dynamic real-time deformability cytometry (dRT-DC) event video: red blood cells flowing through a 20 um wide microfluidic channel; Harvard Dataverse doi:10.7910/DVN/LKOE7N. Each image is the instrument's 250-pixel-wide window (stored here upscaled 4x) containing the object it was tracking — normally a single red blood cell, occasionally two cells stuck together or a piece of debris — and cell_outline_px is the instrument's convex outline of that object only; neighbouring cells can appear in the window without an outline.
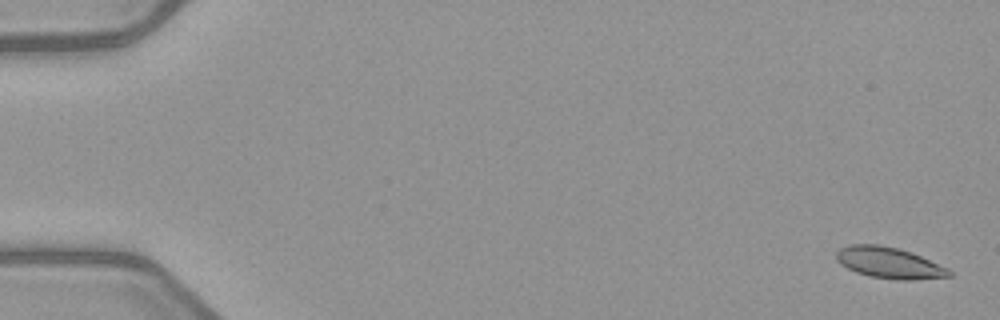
{"species": "common noctule bat (a hibernating species)", "species_latin": "Nyctalus noctula", "temperature_condition": "warm", "stored_images_in_passage": 5, "camera_frame_rate_fps": 3000, "um_per_image_px": 0.085, "animal": {"sex": "female", "body_mass_g": 21.9}, "frame": {"image": 1, "passage_image": 1, "time_ms": 0.0, "image_size_px": [1000, 320], "cell_outline_px": [[952, 276], [916, 280], [896, 280], [868, 276], [856, 272], [840, 264], [836, 260], [836, 252], [840, 248], [852, 244], [880, 244], [912, 252], [948, 268], [952, 272]], "centroid_in_image_um": [75.58, 22.34], "position_along_channel_um": 9.4, "area_um2": 20.63}}
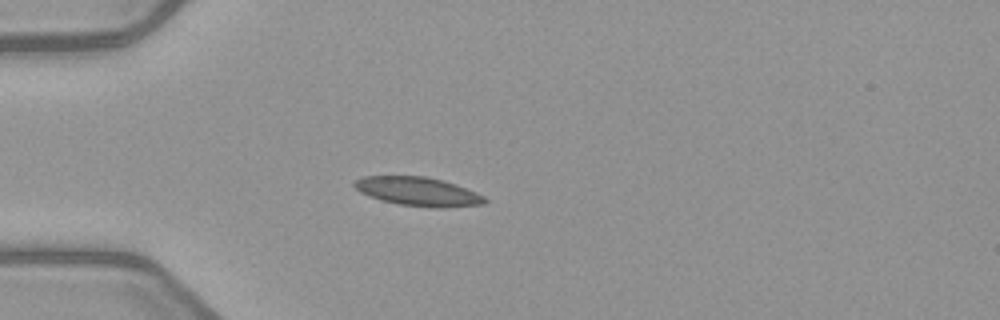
{"frame": {"image": 2, "passage_image": 5, "time_ms": 4.667, "image_size_px": [1000, 320], "cell_outline_px": [[488, 200], [484, 204], [444, 208], [432, 208], [400, 204], [380, 200], [368, 196], [360, 192], [352, 184], [356, 180], [364, 176], [424, 176], [444, 180], [456, 184], [476, 192], [484, 196]], "centroid_in_image_um": [35.55, 16.28], "position_along_channel_um": 49.4, "area_um2": 22.02}}